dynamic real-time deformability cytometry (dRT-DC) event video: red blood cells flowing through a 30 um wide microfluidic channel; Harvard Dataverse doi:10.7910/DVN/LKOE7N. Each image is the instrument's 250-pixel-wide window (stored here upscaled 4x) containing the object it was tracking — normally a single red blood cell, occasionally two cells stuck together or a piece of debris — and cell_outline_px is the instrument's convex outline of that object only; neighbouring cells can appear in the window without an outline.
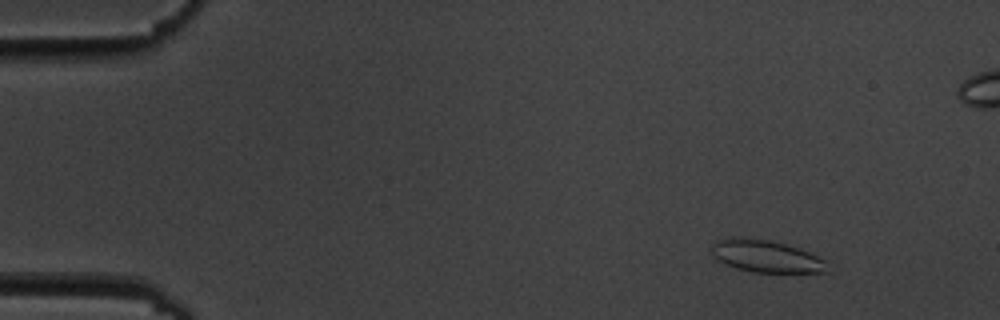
{"species": "common noctule bat (a hibernating species)", "species_latin": "Nyctalus noctula", "temperature_condition": "cold", "stored_images_in_passage": 5, "camera_frame_rate_fps": 3000, "um_per_image_px": 0.085, "animal": {"sex": "male", "body_mass_g": 19.5, "forearm_length_mm": 54.6}, "frame": {"image": 1, "passage_image": 2, "time_ms": 1.333, "image_size_px": [1000, 320], "cell_outline_px": [[828, 272], [752, 272], [736, 268], [716, 260], [712, 256], [712, 244], [716, 240], [732, 236], [736, 236], [768, 240], [784, 244], [808, 252], [828, 260]], "centroid_in_image_um": [65.09, 21.78], "position_along_channel_um": 19.9, "area_um2": 21.85}}